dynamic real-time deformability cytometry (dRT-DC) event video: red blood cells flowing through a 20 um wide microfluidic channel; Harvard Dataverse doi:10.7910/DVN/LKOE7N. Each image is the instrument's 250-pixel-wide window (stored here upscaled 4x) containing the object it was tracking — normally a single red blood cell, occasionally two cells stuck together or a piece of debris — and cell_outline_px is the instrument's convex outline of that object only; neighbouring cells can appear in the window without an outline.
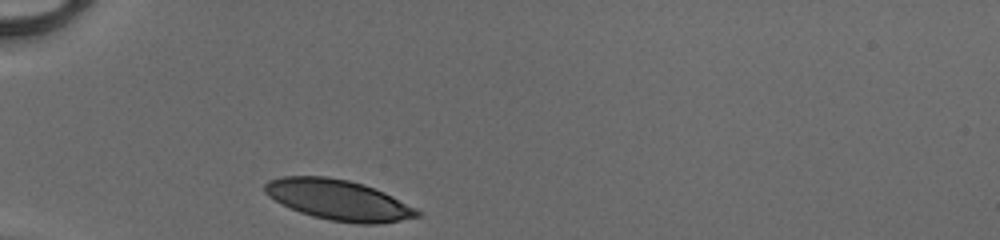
{"species": "human", "species_latin": "Homo sapiens", "temperature_condition": "cold", "stored_images_in_passage": 27, "camera_frame_rate_fps": 3000, "um_per_image_px": 0.085, "donor": {"sex": "male"}, "frame": {"image": 1, "passage_image": 1, "time_ms": 0.0, "image_size_px": [1000, 240], "cell_outline_px": [[420, 216], [400, 220], [376, 224], [356, 224], [328, 220], [312, 216], [300, 212], [280, 204], [268, 196], [264, 192], [264, 184], [268, 180], [284, 176], [324, 176], [348, 180], [364, 184], [384, 192], [392, 196], [420, 212]], "centroid_in_image_um": [28.7, 16.99], "position_along_channel_um": 56.3, "area_um2": 35.78}}
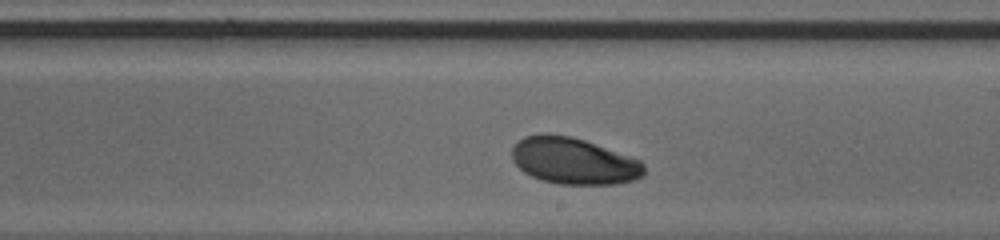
{"frame": {"image": 2, "passage_image": 16, "time_ms": 5.0, "image_size_px": [1000, 240], "cell_outline_px": [[644, 176], [636, 180], [616, 184], [560, 184], [540, 180], [524, 172], [512, 160], [512, 148], [524, 136], [540, 132], [544, 132], [572, 136], [584, 140], [640, 160], [644, 164]], "centroid_in_image_um": [48.75, 13.67], "position_along_channel_um": 240.2, "area_um2": 36.01}}
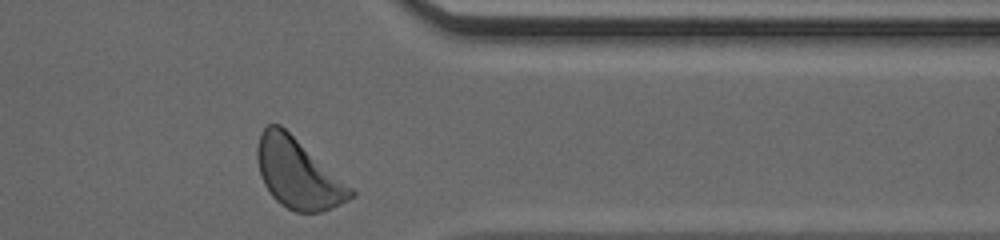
{"frame": {"image": 3, "passage_image": 27, "time_ms": 8.667, "image_size_px": [1000, 240], "cell_outline_px": [[356, 196], [332, 208], [320, 212], [296, 212], [280, 204], [272, 196], [264, 184], [260, 176], [256, 156], [256, 148], [260, 132], [268, 124], [280, 124], [352, 188], [356, 192]], "centroid_in_image_um": [25.3, 14.75], "position_along_channel_um": 386.1, "area_um2": 37.74}, "authors_computed_cell_mechanics": {"area_um2": 35.9516, "velocity_mm_per_s": 4.0813, "shape_relaxation_time_tau1_ms": 1.807, "shape_relaxation_time_tau2_ms": null, "deformation_change_tau1": 0.1287, "deformation_change_tau2": null}}